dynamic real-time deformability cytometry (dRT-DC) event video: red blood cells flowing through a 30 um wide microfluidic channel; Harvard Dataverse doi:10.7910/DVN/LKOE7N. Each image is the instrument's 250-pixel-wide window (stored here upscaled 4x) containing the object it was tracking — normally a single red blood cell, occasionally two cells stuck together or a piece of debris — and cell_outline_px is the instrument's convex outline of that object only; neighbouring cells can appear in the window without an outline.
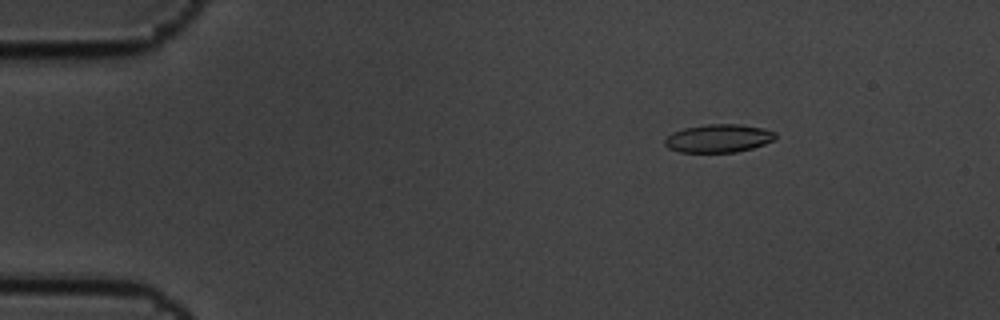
{"species": "common noctule bat (a hibernating species)", "species_latin": "Nyctalus noctula", "temperature_condition": "cold", "stored_images_in_passage": 7, "camera_frame_rate_fps": 3000, "um_per_image_px": 0.085, "animal": {"sex": "male", "body_mass_g": 19.5, "forearm_length_mm": 54.6}, "frame": {"image": 1, "passage_image": 3, "time_ms": 0.667, "image_size_px": [1000, 320], "cell_outline_px": [[776, 136], [772, 140], [764, 144], [752, 148], [736, 152], [680, 152], [668, 148], [664, 144], [664, 140], [672, 132], [684, 128], [708, 124], [740, 124], [764, 128], [776, 132]], "centroid_in_image_um": [61.06, 11.75], "position_along_channel_um": 23.9, "area_um2": 18.15}}
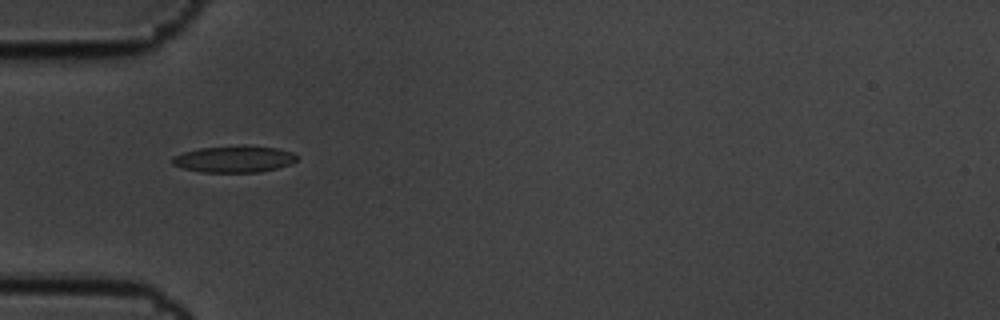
{"frame": {"image": 2, "passage_image": 6, "time_ms": 1.667, "image_size_px": [1000, 320], "cell_outline_px": [[300, 156], [296, 160], [288, 164], [276, 168], [260, 172], [200, 172], [184, 168], [172, 164], [172, 156], [184, 152], [200, 148], [240, 144], [244, 144], [276, 148], [292, 152]], "centroid_in_image_um": [19.9, 13.5], "position_along_channel_um": 65.1, "area_um2": 19.54}}
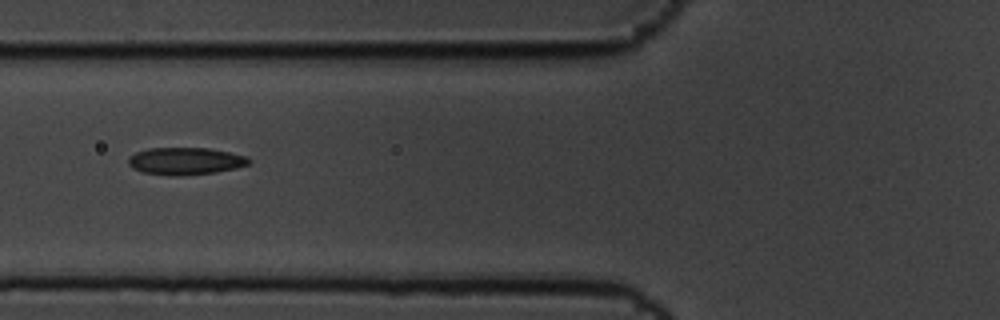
{"frame": {"image": 3, "passage_image": 7, "time_ms": 2.0, "image_size_px": [1000, 320], "cell_outline_px": [[252, 160], [248, 164], [236, 168], [216, 172], [180, 176], [172, 176], [144, 172], [132, 168], [128, 164], [128, 156], [136, 152], [148, 148], [208, 148], [248, 156]], "centroid_in_image_um": [15.75, 13.69], "position_along_channel_um": 110.0, "area_um2": 19.25}}